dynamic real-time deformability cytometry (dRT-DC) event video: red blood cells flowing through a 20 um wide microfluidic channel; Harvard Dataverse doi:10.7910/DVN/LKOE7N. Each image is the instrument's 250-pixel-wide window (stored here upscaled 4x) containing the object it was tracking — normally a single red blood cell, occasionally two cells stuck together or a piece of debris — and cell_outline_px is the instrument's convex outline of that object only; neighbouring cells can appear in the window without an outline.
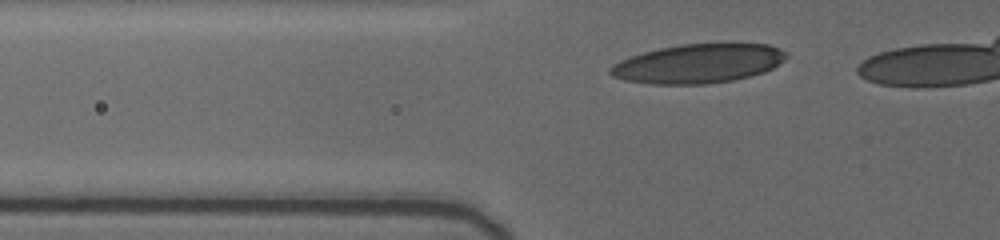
{"species": "human", "species_latin": "Homo sapiens", "temperature_condition": "cold", "stored_images_in_passage": 25, "camera_frame_rate_fps": 3000, "um_per_image_px": 0.085, "donor": {"sex": "female"}, "frame": {"image": 1, "passage_image": 5, "time_ms": 1.333, "image_size_px": [1000, 240], "cell_outline_px": [[788, 56], [784, 60], [772, 68], [764, 72], [732, 80], [704, 84], [652, 84], [624, 80], [612, 76], [608, 72], [608, 68], [612, 64], [620, 60], [644, 52], [660, 48], [680, 44], [768, 44], [780, 48]], "centroid_in_image_um": [59.32, 5.4], "position_along_channel_um": 66.5, "area_um2": 39.88}}
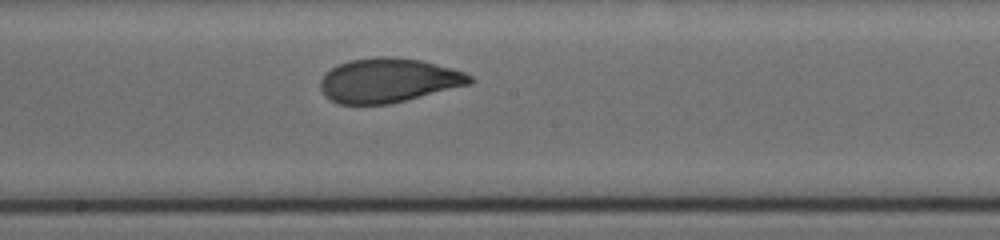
{"frame": {"image": 2, "passage_image": 16, "time_ms": 5.667, "image_size_px": [1000, 240], "cell_outline_px": [[476, 80], [472, 84], [388, 104], [340, 104], [324, 96], [320, 88], [320, 80], [324, 72], [348, 60], [376, 56], [392, 56], [420, 60], [452, 68], [464, 72], [472, 76]], "centroid_in_image_um": [33.01, 6.82], "position_along_channel_um": 215.2, "area_um2": 38.73}}
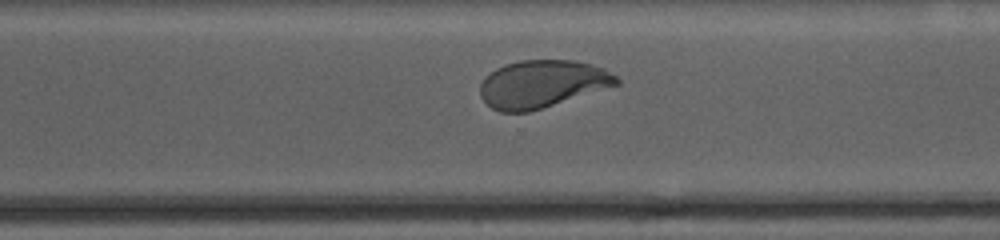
{"frame": {"image": 3, "passage_image": 24, "time_ms": 8.667, "image_size_px": [1000, 240], "cell_outline_px": [[620, 84], [528, 112], [500, 112], [492, 108], [480, 96], [480, 84], [484, 76], [496, 68], [504, 64], [520, 60], [572, 60], [592, 64], [604, 68], [616, 76], [620, 80]], "centroid_in_image_um": [46.06, 7.12], "position_along_channel_um": 324.5, "area_um2": 37.74}}